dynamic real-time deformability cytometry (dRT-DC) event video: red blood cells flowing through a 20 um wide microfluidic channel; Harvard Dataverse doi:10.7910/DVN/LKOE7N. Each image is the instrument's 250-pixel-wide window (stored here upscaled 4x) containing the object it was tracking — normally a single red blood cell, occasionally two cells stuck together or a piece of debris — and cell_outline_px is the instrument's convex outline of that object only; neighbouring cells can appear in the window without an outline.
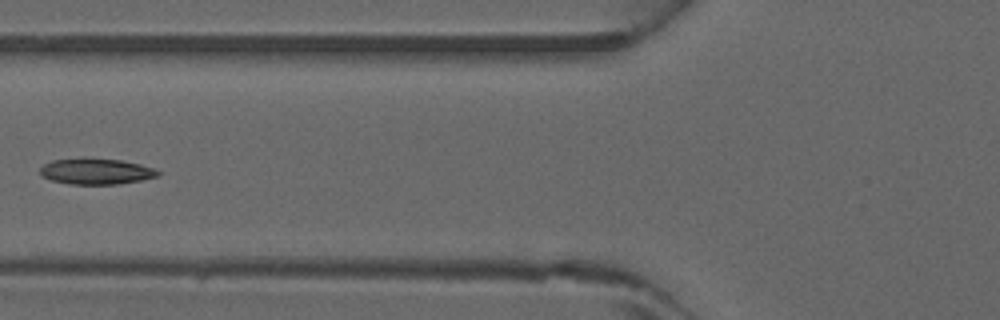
{"species": "common noctule bat (a hibernating species)", "species_latin": "Nyctalus noctula", "temperature_condition": "warm", "stored_images_in_passage": 5, "camera_frame_rate_fps": 3000, "um_per_image_px": 0.085, "animal": {"sex": "male", "forearm_length_mm": 52.5}, "frame": {"image": 1, "passage_image": 5, "time_ms": 1.333, "image_size_px": [1000, 320], "cell_outline_px": [[160, 176], [140, 180], [116, 184], [72, 184], [52, 180], [40, 176], [40, 168], [44, 164], [52, 160], [84, 156], [120, 160], [140, 164], [152, 168], [160, 172]], "centroid_in_image_um": [8.13, 14.54], "position_along_channel_um": 117.7, "area_um2": 18.09}}